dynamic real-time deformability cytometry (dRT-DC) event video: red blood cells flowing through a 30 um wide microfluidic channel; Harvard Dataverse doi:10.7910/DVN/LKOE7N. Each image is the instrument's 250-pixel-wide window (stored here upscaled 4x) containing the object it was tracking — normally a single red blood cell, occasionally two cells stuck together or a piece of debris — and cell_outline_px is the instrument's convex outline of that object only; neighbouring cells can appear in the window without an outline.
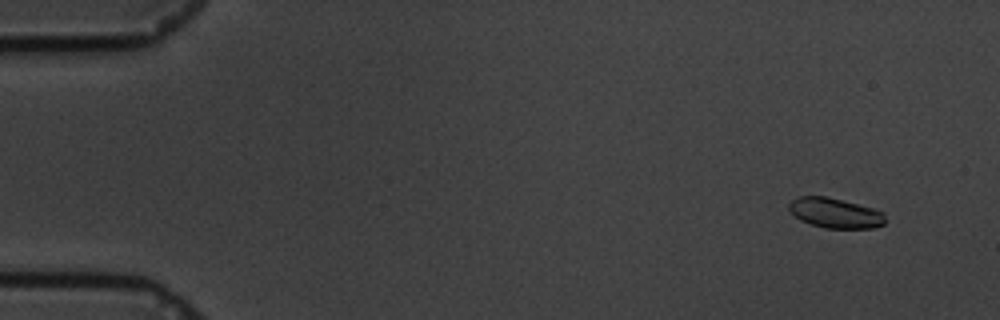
{"species": "common noctule bat (a hibernating species)", "species_latin": "Nyctalus noctula", "temperature_condition": "cold", "stored_images_in_passage": 15, "camera_frame_rate_fps": 3000, "um_per_image_px": 0.085, "animal": {"sex": "male", "body_mass_g": 19.5, "forearm_length_mm": 54.6}, "frame": {"image": 1, "passage_image": 1, "time_ms": 0.0, "image_size_px": [1000, 320], "cell_outline_px": [[888, 220], [884, 224], [872, 228], [824, 228], [800, 220], [788, 208], [788, 204], [792, 200], [800, 196], [824, 196], [872, 208], [884, 212]], "centroid_in_image_um": [71.02, 18.12], "position_along_channel_um": 14.0, "area_um2": 16.7}}